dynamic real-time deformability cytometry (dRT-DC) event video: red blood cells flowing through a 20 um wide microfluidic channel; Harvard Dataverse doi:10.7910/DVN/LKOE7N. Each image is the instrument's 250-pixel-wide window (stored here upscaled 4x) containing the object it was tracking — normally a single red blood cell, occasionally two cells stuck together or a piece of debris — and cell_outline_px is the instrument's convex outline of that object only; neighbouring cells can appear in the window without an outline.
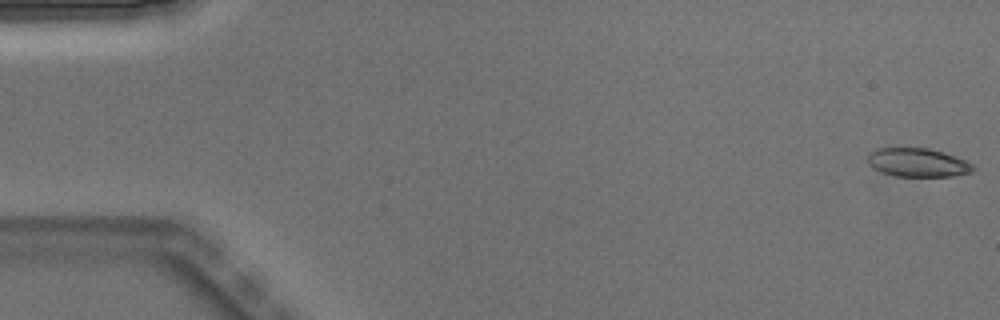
{"species": "Egyptian fruit bat (a non-hibernating species)", "species_latin": "Rousettus aegyptiacus", "temperature_condition": "warm", "stored_images_in_passage": 4, "camera_frame_rate_fps": 3000, "um_per_image_px": 0.085, "animal": {"sex": "male"}, "frame": {"image": 1, "passage_image": 1, "time_ms": 0.0, "image_size_px": [1000, 320], "cell_outline_px": [[976, 168], [972, 172], [952, 176], [896, 176], [872, 168], [868, 164], [868, 152], [876, 148], [928, 148], [944, 152], [968, 160]], "centroid_in_image_um": [78.03, 13.8], "position_along_channel_um": 7.0, "area_um2": 17.74}}
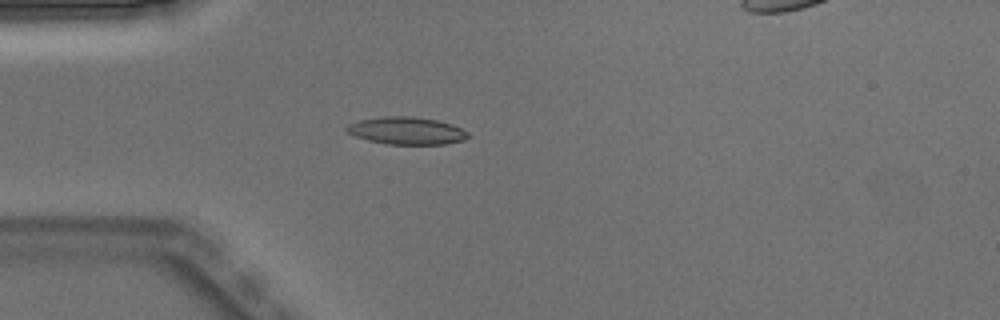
{"frame": {"image": 2, "passage_image": 4, "time_ms": 1.0, "image_size_px": [1000, 320], "cell_outline_px": [[472, 136], [464, 140], [444, 144], [388, 144], [368, 140], [356, 136], [348, 132], [344, 128], [348, 124], [356, 120], [380, 116], [412, 116], [436, 120], [452, 124], [468, 132]], "centroid_in_image_um": [34.55, 11.1], "position_along_channel_um": 50.4, "area_um2": 19.54}}